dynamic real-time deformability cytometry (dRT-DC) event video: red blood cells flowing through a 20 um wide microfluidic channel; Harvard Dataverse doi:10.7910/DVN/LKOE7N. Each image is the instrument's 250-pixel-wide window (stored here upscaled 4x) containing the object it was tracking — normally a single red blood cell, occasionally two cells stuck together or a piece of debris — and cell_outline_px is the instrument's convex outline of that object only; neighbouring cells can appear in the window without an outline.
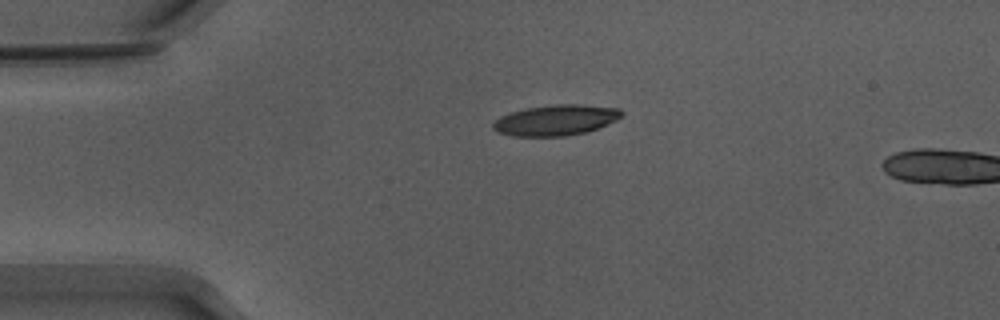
{"species": "Egyptian fruit bat (a non-hibernating species)", "species_latin": "Rousettus aegyptiacus", "temperature_condition": "warm", "stored_images_in_passage": 4, "camera_frame_rate_fps": 3000, "um_per_image_px": 0.085, "animal": {"sex": "male"}, "frame": {"image": 1, "passage_image": 1, "time_ms": 0.0, "image_size_px": [1000, 320], "cell_outline_px": [[624, 116], [616, 120], [596, 128], [584, 132], [564, 136], [512, 136], [496, 132], [492, 128], [492, 124], [500, 116], [512, 112], [528, 108], [552, 104], [580, 104], [620, 108], [624, 112]], "centroid_in_image_um": [47.25, 10.2], "position_along_channel_um": 37.8, "area_um2": 22.95}}